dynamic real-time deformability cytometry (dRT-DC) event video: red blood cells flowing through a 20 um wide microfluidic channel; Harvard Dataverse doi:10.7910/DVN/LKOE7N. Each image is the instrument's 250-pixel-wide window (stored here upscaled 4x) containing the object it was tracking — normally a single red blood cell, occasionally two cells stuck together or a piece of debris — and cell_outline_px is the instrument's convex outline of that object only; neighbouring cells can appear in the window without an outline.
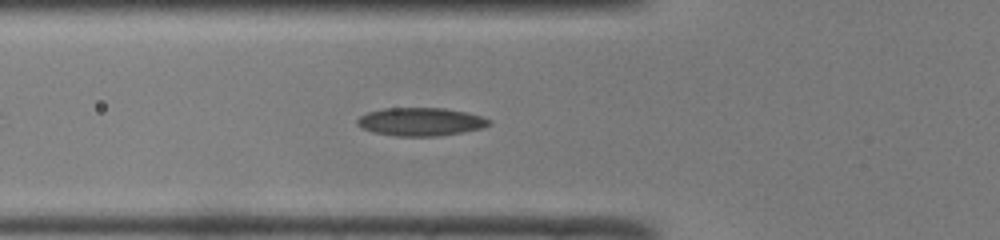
{"species": "common noctule bat (a hibernating species)", "species_latin": "Nyctalus noctula", "temperature_condition": "room temperature", "stored_images_in_passage": 34, "camera_frame_rate_fps": 3000, "um_per_image_px": 0.085, "animal": {"sex": "male", "body_mass_g": 19.0, "forearm_length_mm": 50.8}, "frame": {"image": 1, "passage_image": 2, "time_ms": 0.333, "image_size_px": [1000, 240], "cell_outline_px": [[492, 124], [484, 128], [440, 136], [396, 136], [372, 132], [360, 128], [356, 124], [356, 120], [360, 116], [368, 112], [384, 108], [444, 108], [464, 112], [480, 116], [492, 120]], "centroid_in_image_um": [35.74, 10.35], "position_along_channel_um": 90.1, "area_um2": 21.79}}
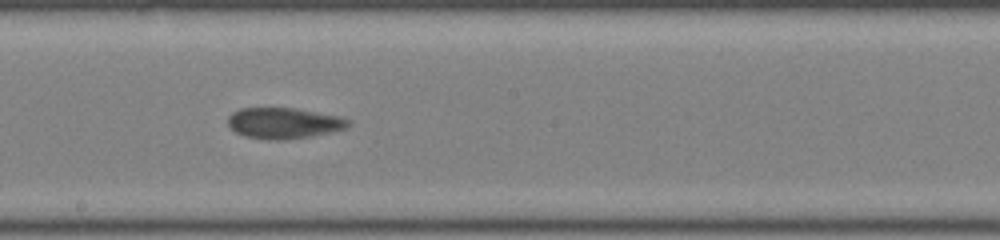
{"frame": {"image": 2, "passage_image": 12, "time_ms": 3.667, "image_size_px": [1000, 240], "cell_outline_px": [[352, 124], [348, 128], [332, 132], [284, 140], [268, 140], [244, 136], [236, 132], [228, 124], [228, 116], [232, 112], [240, 108], [292, 108], [340, 116], [352, 120]], "centroid_in_image_um": [24.16, 10.47], "position_along_channel_um": 224.0, "area_um2": 21.79}}
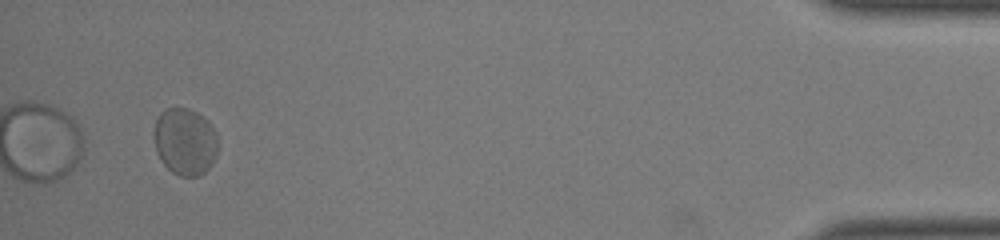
{"frame": {"image": 3, "passage_image": 32, "time_ms": 10.333, "image_size_px": [1000, 240], "cell_outline_px": [[216, 156], [212, 164], [200, 176], [180, 176], [172, 172], [160, 160], [156, 148], [152, 132], [156, 120], [160, 112], [164, 108], [188, 108], [196, 112], [208, 120], [216, 132]], "centroid_in_image_um": [15.7, 12.02], "position_along_channel_um": 419.5, "area_um2": 25.14}}